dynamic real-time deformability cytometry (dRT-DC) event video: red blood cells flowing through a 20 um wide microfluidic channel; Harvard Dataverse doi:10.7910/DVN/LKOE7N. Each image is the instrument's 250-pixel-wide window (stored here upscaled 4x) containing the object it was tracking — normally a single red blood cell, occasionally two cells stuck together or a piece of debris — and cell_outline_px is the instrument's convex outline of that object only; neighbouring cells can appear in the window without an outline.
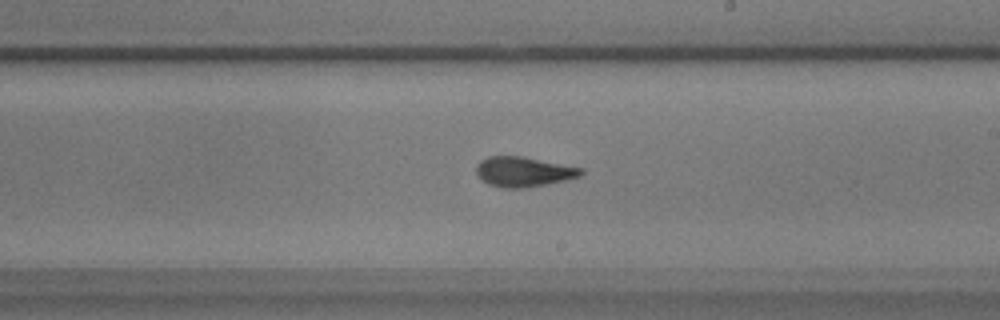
{"species": "common noctule bat (a hibernating species)", "species_latin": "Nyctalus noctula", "temperature_condition": "warm", "stored_images_in_passage": 48, "camera_frame_rate_fps": 3000, "um_per_image_px": 0.085, "animal": {"sex": "male", "body_mass_g": 17.9}, "frame": {"image": 1, "passage_image": 28, "time_ms": 9.0, "image_size_px": [1000, 320], "cell_outline_px": [[584, 172], [580, 176], [568, 180], [524, 188], [504, 188], [488, 184], [476, 172], [476, 164], [480, 160], [488, 156], [520, 156], [584, 168]], "centroid_in_image_um": [44.52, 14.6], "position_along_channel_um": 244.5, "area_um2": 18.26}}
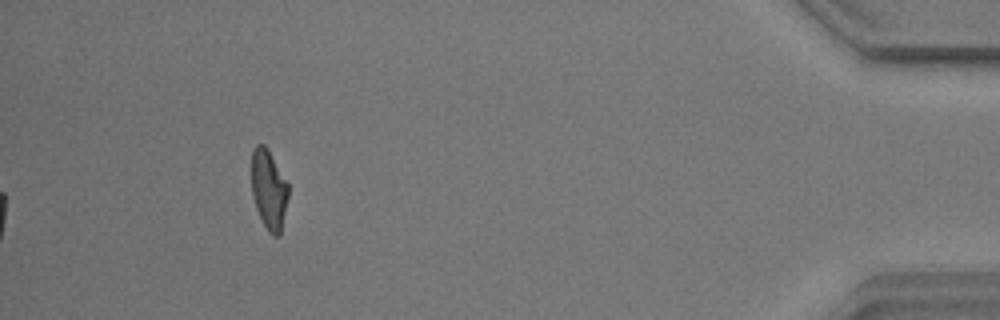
{"frame": {"image": 2, "passage_image": 48, "time_ms": 15.667, "image_size_px": [1000, 320], "cell_outline_px": [[288, 196], [280, 236], [272, 236], [268, 232], [256, 208], [252, 196], [252, 148], [256, 144], [264, 144], [268, 148], [288, 184]], "centroid_in_image_um": [22.84, 16.1], "position_along_channel_um": 412.4, "area_um2": 17.05}, "authors_computed_cell_mechanics": {"area_um2": 17.9758, "velocity_mm_per_s": 3.492, "shape_relaxation_time_tau1_ms": 5.3688, "shape_relaxation_time_tau2_ms": 1.9464, "deformation_change_tau1": 0.1815, "deformation_change_tau2": 0.0965}}